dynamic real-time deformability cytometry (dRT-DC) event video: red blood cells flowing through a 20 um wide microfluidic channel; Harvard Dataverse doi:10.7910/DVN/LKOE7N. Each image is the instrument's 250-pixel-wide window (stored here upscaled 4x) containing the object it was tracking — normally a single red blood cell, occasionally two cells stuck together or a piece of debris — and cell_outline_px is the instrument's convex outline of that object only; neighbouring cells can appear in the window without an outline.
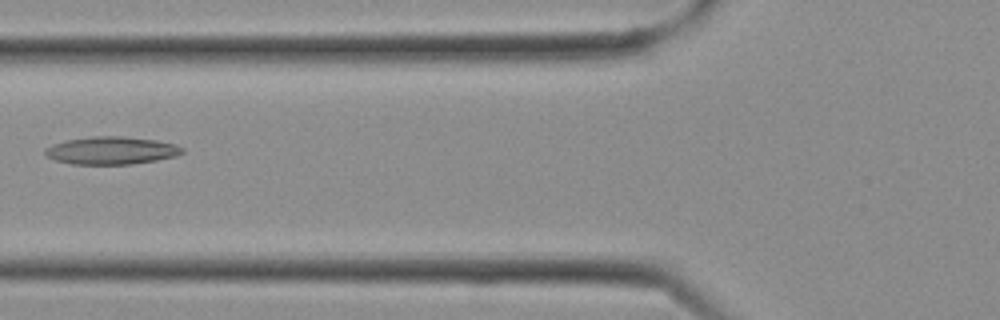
{"species": "Egyptian fruit bat (a non-hibernating species)", "species_latin": "Rousettus aegyptiacus", "temperature_condition": "cold", "stored_images_in_passage": 7, "camera_frame_rate_fps": 3000, "um_per_image_px": 0.085, "frame": {"image": 1, "passage_image": 6, "time_ms": 1.667, "image_size_px": [1000, 320], "cell_outline_px": [[184, 152], [176, 156], [156, 160], [132, 164], [72, 164], [56, 160], [44, 156], [44, 148], [52, 144], [68, 140], [92, 136], [124, 136], [156, 140], [176, 144], [184, 148]], "centroid_in_image_um": [9.46, 12.79], "position_along_channel_um": 116.3, "area_um2": 22.25}}